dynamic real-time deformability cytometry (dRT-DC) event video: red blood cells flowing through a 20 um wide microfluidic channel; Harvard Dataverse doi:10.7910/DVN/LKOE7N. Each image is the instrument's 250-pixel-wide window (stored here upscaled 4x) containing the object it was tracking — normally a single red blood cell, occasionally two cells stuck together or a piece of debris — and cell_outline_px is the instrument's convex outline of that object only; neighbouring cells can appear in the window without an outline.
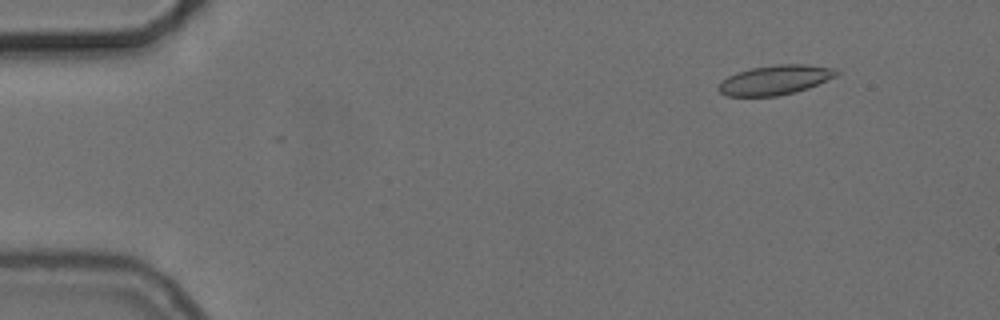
{"species": "common noctule bat (a hibernating species)", "species_latin": "Nyctalus noctula", "temperature_condition": "cold", "stored_images_in_passage": 7, "camera_frame_rate_fps": 3000, "um_per_image_px": 0.085, "animal": {"sex": "female", "body_mass_g": 24.6, "forearm_length_mm": 56.2}, "frame": {"image": 1, "passage_image": 7, "time_ms": 2.0, "image_size_px": [1000, 320], "cell_outline_px": [[840, 72], [836, 76], [808, 88], [796, 92], [776, 96], [724, 96], [716, 88], [728, 76], [736, 72], [752, 68], [776, 64], [808, 64], [832, 68]], "centroid_in_image_um": [65.87, 6.8], "position_along_channel_um": 19.1, "area_um2": 20.29}}